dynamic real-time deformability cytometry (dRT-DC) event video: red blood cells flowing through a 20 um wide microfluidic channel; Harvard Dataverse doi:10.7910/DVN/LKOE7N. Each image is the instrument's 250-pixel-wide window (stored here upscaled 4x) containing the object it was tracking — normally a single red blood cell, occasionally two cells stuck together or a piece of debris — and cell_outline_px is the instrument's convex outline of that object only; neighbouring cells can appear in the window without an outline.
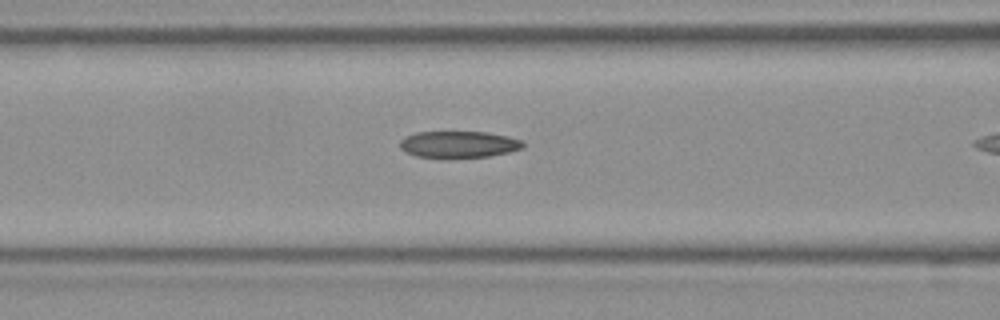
{"species": "Egyptian fruit bat (a non-hibernating species)", "species_latin": "Rousettus aegyptiacus", "temperature_condition": "room temperature", "stored_images_in_passage": 24, "camera_frame_rate_fps": 3000, "um_per_image_px": 0.085, "frame": {"image": 1, "passage_image": 17, "time_ms": 5.333, "image_size_px": [1000, 320], "cell_outline_px": [[524, 148], [508, 152], [488, 156], [416, 156], [404, 152], [400, 148], [400, 140], [404, 136], [416, 132], [488, 132], [508, 136], [524, 140]], "centroid_in_image_um": [39.0, 12.24], "position_along_channel_um": 127.6, "area_um2": 18.84}}